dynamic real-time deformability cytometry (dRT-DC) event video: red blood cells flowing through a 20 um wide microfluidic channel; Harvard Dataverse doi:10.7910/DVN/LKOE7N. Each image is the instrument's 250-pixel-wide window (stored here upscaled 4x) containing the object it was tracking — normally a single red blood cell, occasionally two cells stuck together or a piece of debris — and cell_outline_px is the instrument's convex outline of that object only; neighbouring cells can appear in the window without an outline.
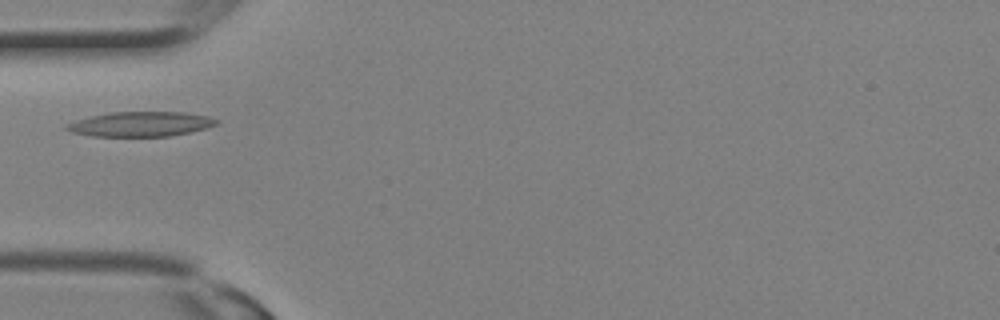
{"species": "Egyptian fruit bat (a non-hibernating species)", "species_latin": "Rousettus aegyptiacus", "temperature_condition": "room temperature", "stored_images_in_passage": 9, "camera_frame_rate_fps": 3000, "um_per_image_px": 0.085, "animal": {"sex": "female"}, "frame": {"image": 1, "passage_image": 6, "time_ms": 1.667, "image_size_px": [1000, 320], "cell_outline_px": [[220, 120], [216, 124], [204, 128], [188, 132], [168, 136], [92, 136], [72, 132], [64, 128], [68, 124], [76, 120], [92, 116], [112, 112], [184, 112], [208, 116]], "centroid_in_image_um": [11.96, 10.54], "position_along_channel_um": 73.0, "area_um2": 21.33}}
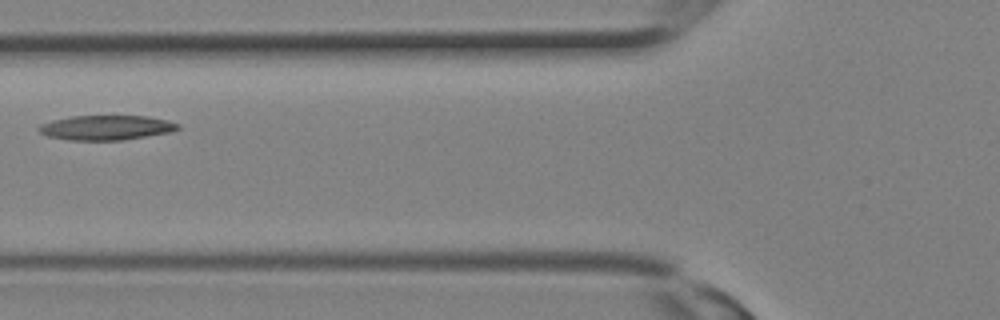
{"frame": {"image": 2, "passage_image": 8, "time_ms": 2.333, "image_size_px": [1000, 320], "cell_outline_px": [[180, 128], [172, 132], [124, 140], [68, 140], [48, 136], [40, 132], [36, 128], [40, 124], [52, 120], [72, 116], [148, 116], [168, 120], [180, 124]], "centroid_in_image_um": [9.05, 10.85], "position_along_channel_um": 116.8, "area_um2": 20.17}}